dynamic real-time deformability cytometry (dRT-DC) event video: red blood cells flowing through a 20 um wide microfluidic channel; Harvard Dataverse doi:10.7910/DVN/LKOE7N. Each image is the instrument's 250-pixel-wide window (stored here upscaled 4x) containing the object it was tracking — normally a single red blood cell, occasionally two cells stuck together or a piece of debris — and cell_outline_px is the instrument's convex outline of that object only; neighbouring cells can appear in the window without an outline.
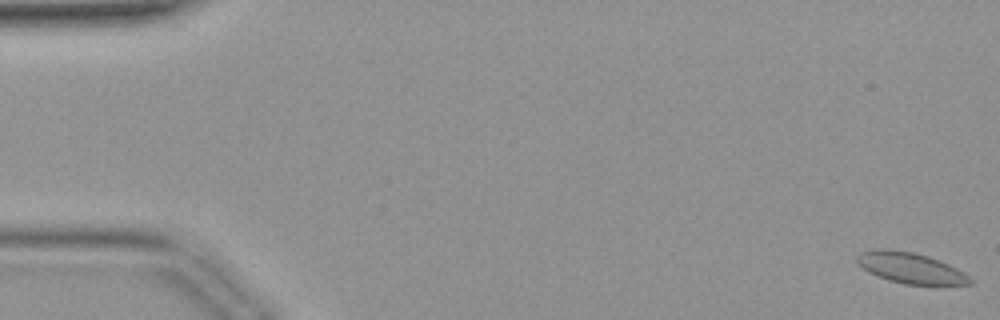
{"species": "common noctule bat (a hibernating species)", "species_latin": "Nyctalus noctula", "temperature_condition": "warm", "stored_images_in_passage": 43, "camera_frame_rate_fps": 3000, "um_per_image_px": 0.085, "animal": {"sex": "female", "body_mass_g": 19.9}, "frame": {"image": 1, "passage_image": 1, "time_ms": 0.0, "image_size_px": [1000, 320], "cell_outline_px": [[976, 280], [972, 284], [936, 288], [904, 284], [888, 280], [868, 272], [856, 260], [856, 256], [860, 252], [872, 248], [888, 248], [916, 252], [940, 260], [964, 272]], "centroid_in_image_um": [77.5, 22.82], "position_along_channel_um": 7.5, "area_um2": 21.5}}
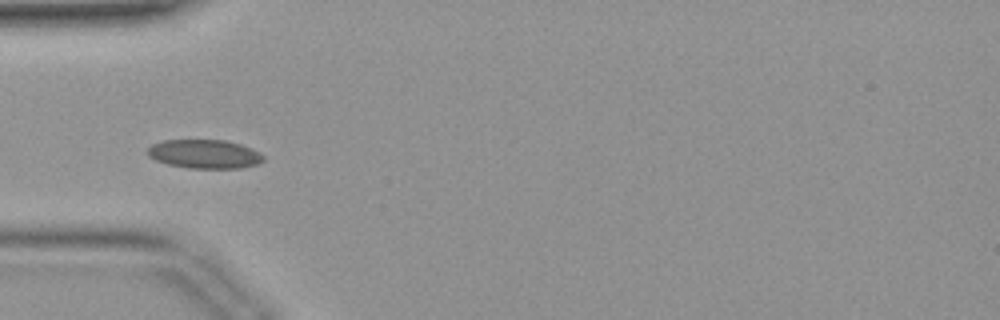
{"frame": {"image": 2, "passage_image": 14, "time_ms": 4.333, "image_size_px": [1000, 320], "cell_outline_px": [[264, 160], [256, 164], [240, 168], [188, 168], [168, 164], [156, 160], [148, 156], [144, 152], [152, 144], [164, 140], [224, 140], [240, 144], [252, 148], [260, 152], [264, 156]], "centroid_in_image_um": [17.36, 13.09], "position_along_channel_um": 67.6, "area_um2": 19.54}}
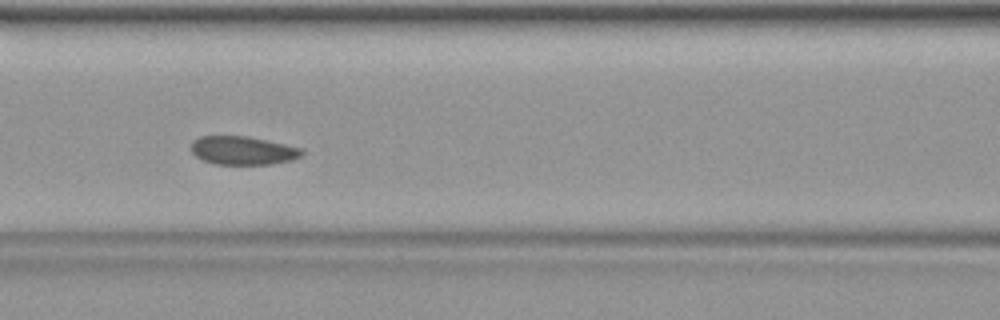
{"frame": {"image": 3, "passage_image": 19, "time_ms": 6.0, "image_size_px": [1000, 320], "cell_outline_px": [[304, 152], [300, 156], [292, 160], [272, 164], [216, 164], [204, 160], [196, 156], [192, 152], [192, 140], [200, 136], [248, 136], [268, 140], [300, 148]], "centroid_in_image_um": [20.64, 12.78], "position_along_channel_um": 146.0, "area_um2": 18.26}}